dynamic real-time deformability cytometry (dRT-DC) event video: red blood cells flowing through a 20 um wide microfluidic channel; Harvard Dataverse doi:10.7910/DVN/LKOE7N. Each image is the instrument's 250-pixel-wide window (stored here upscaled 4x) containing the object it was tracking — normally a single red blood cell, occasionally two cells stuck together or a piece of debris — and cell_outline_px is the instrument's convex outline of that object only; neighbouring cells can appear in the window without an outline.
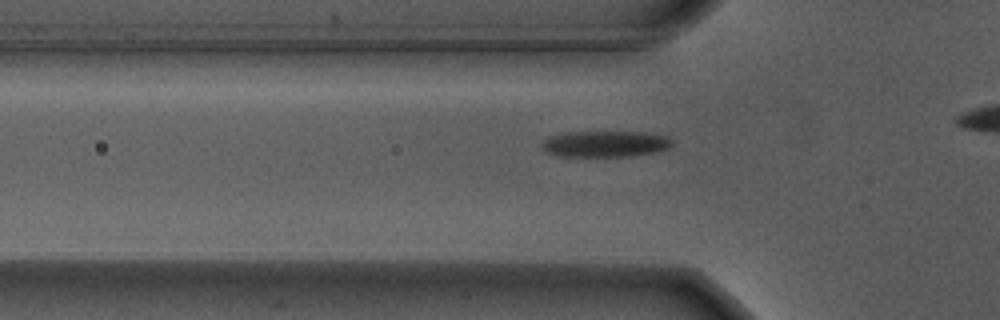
{"species": "Egyptian fruit bat (a non-hibernating species)", "species_latin": "Rousettus aegyptiacus", "temperature_condition": "warm", "stored_images_in_passage": 15, "camera_frame_rate_fps": 3000, "um_per_image_px": 0.085, "animal": {"sex": "male"}, "frame": {"image": 1, "passage_image": 2, "time_ms": 0.333, "image_size_px": [1000, 320], "cell_outline_px": [[672, 144], [668, 148], [652, 152], [628, 156], [560, 156], [548, 152], [544, 148], [544, 140], [552, 136], [568, 132], [644, 132], [668, 136], [672, 140]], "centroid_in_image_um": [51.49, 12.22], "position_along_channel_um": 74.3, "area_um2": 19.42}}
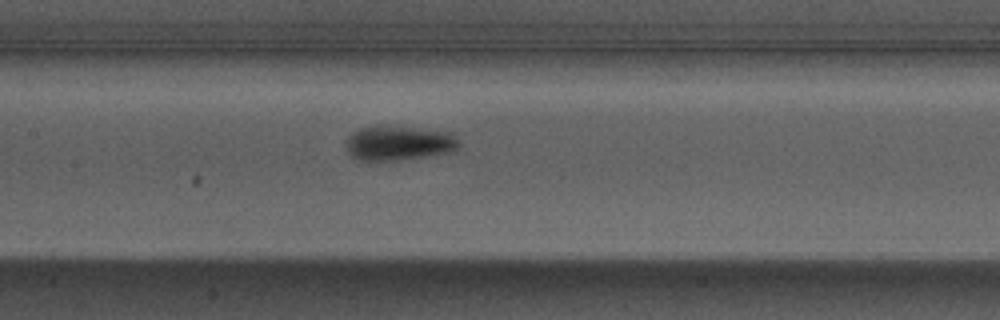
{"frame": {"image": 2, "passage_image": 10, "time_ms": 3.0, "image_size_px": [1000, 320], "cell_outline_px": [[460, 144], [452, 152], [396, 160], [360, 160], [352, 156], [348, 148], [348, 136], [352, 132], [360, 128], [376, 124], [388, 124], [452, 132]], "centroid_in_image_um": [33.91, 12.11], "position_along_channel_um": 173.5, "area_um2": 22.95}}
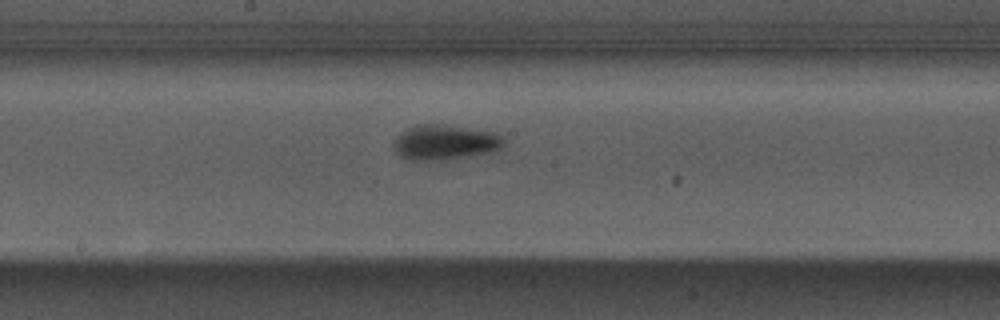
{"frame": {"image": 3, "passage_image": 13, "time_ms": 4.0, "image_size_px": [1000, 320], "cell_outline_px": [[504, 144], [496, 148], [484, 152], [460, 156], [432, 160], [408, 160], [400, 156], [396, 152], [392, 144], [408, 128], [420, 124], [444, 124], [492, 132], [500, 136], [504, 140]], "centroid_in_image_um": [37.74, 12.07], "position_along_channel_um": 210.5, "area_um2": 21.44}}